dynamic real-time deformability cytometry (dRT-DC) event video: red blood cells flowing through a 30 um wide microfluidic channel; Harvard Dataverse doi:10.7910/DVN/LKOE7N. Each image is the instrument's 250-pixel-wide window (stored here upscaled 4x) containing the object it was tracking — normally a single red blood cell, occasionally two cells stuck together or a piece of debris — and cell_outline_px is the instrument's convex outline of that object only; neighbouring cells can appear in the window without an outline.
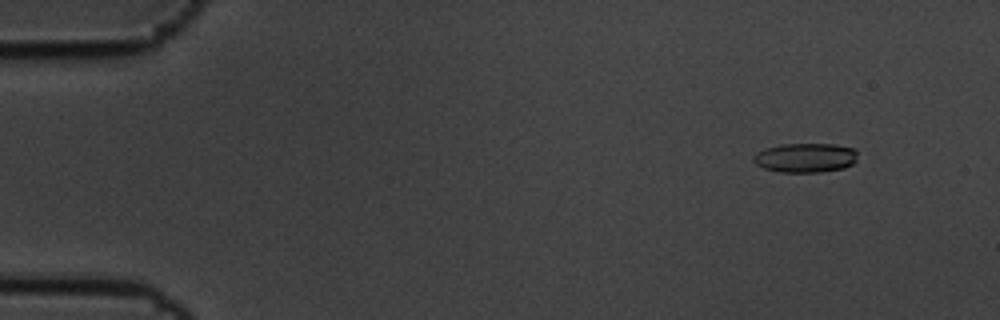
{"species": "common noctule bat (a hibernating species)", "species_latin": "Nyctalus noctula", "temperature_condition": "cold", "stored_images_in_passage": 8, "camera_frame_rate_fps": 3000, "um_per_image_px": 0.085, "animal": {"sex": "male", "body_mass_g": 19.5, "forearm_length_mm": 54.6}, "frame": {"image": 1, "passage_image": 1, "time_ms": 0.0, "image_size_px": [1000, 320], "cell_outline_px": [[856, 160], [852, 164], [844, 168], [820, 172], [780, 172], [764, 168], [756, 164], [752, 160], [752, 156], [756, 152], [764, 148], [780, 144], [836, 144], [856, 148]], "centroid_in_image_um": [68.44, 13.4], "position_along_channel_um": 16.6, "area_um2": 18.03}}
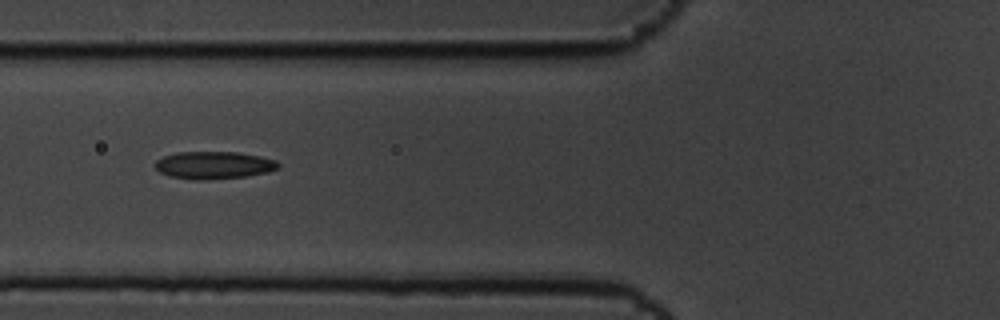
{"frame": {"image": 2, "passage_image": 6, "time_ms": 1.667, "image_size_px": [1000, 320], "cell_outline_px": [[280, 164], [276, 168], [268, 172], [244, 176], [204, 180], [196, 180], [168, 176], [160, 172], [152, 164], [156, 160], [164, 156], [176, 152], [240, 152], [260, 156], [276, 160]], "centroid_in_image_um": [18.13, 14.03], "position_along_channel_um": 107.7, "area_um2": 19.77}}
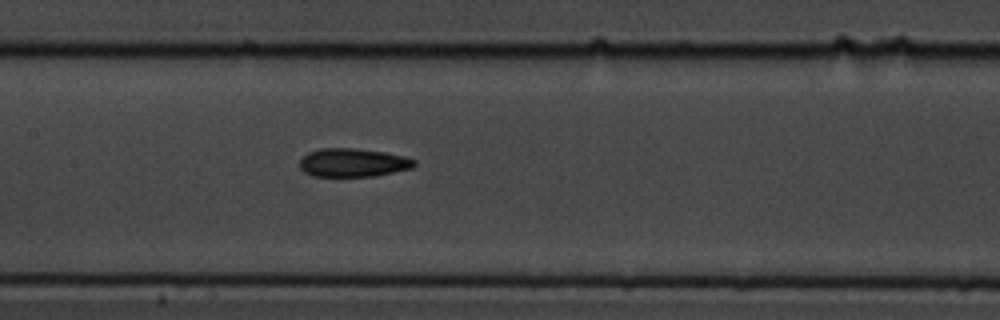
{"frame": {"image": 3, "passage_image": 8, "time_ms": 2.333, "image_size_px": [1000, 320], "cell_outline_px": [[416, 164], [412, 168], [372, 176], [312, 176], [304, 172], [300, 168], [300, 160], [308, 152], [320, 148], [352, 148], [384, 152], [404, 156], [416, 160]], "centroid_in_image_um": [29.98, 13.82], "position_along_channel_um": 177.4, "area_um2": 18.9}}